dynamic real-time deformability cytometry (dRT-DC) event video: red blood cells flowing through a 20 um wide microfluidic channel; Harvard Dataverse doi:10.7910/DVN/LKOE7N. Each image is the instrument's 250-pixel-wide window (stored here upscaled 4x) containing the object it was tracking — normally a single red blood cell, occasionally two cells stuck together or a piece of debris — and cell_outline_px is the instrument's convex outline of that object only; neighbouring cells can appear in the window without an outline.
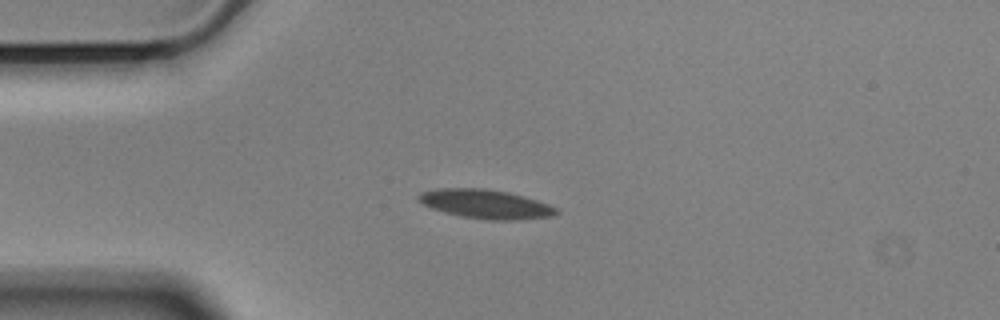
{"species": "Egyptian fruit bat (a non-hibernating species)", "species_latin": "Rousettus aegyptiacus", "temperature_condition": "cold", "stored_images_in_passage": 50, "camera_frame_rate_fps": 3000, "um_per_image_px": 0.085, "animal": {"sex": "male"}, "frame": {"image": 1, "passage_image": 12, "time_ms": 3.667, "image_size_px": [1000, 320], "cell_outline_px": [[560, 212], [552, 216], [516, 220], [488, 220], [460, 216], [444, 212], [432, 208], [416, 200], [416, 196], [420, 192], [436, 188], [484, 188], [508, 192], [524, 196], [548, 204], [556, 208]], "centroid_in_image_um": [41.24, 17.34], "position_along_channel_um": 43.8, "area_um2": 23.41}}
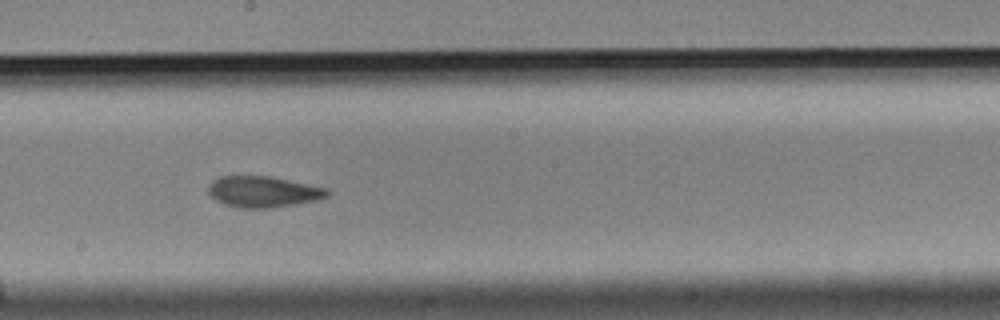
{"frame": {"image": 2, "passage_image": 29, "time_ms": 9.333, "image_size_px": [1000, 320], "cell_outline_px": [[332, 192], [328, 196], [316, 200], [296, 204], [272, 208], [240, 208], [224, 204], [216, 200], [208, 192], [208, 184], [212, 180], [220, 176], [272, 176], [328, 188]], "centroid_in_image_um": [22.39, 16.29], "position_along_channel_um": 225.8, "area_um2": 21.79}}
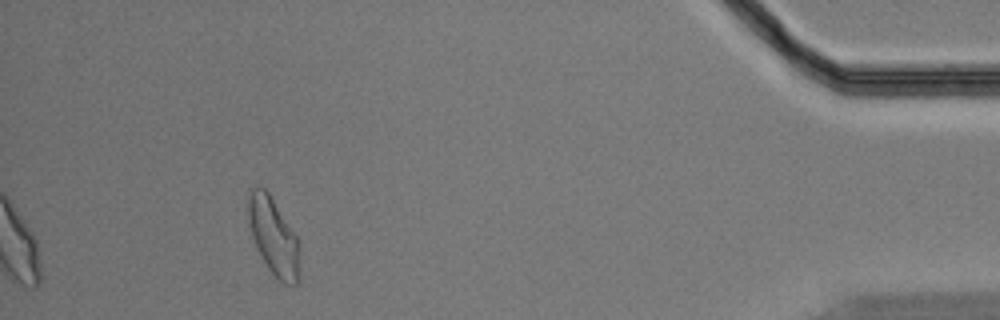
{"frame": {"image": 3, "passage_image": 50, "time_ms": 16.333, "image_size_px": [1000, 320], "cell_outline_px": [[300, 268], [296, 284], [284, 284], [268, 268], [252, 236], [248, 220], [248, 188], [256, 184], [260, 184], [268, 192], [296, 236], [300, 248]], "centroid_in_image_um": [23.24, 20.04], "position_along_channel_um": 412.0, "area_um2": 23.0}, "authors_computed_cell_mechanics": {"area_um2": 21.7617, "velocity_mm_per_s": 3.5379, "shape_relaxation_time_tau1_ms": 6.7522, "shape_relaxation_time_tau2_ms": 2.7303, "deformation_change_tau1": 0.1406, "deformation_change_tau2": 0.088}}